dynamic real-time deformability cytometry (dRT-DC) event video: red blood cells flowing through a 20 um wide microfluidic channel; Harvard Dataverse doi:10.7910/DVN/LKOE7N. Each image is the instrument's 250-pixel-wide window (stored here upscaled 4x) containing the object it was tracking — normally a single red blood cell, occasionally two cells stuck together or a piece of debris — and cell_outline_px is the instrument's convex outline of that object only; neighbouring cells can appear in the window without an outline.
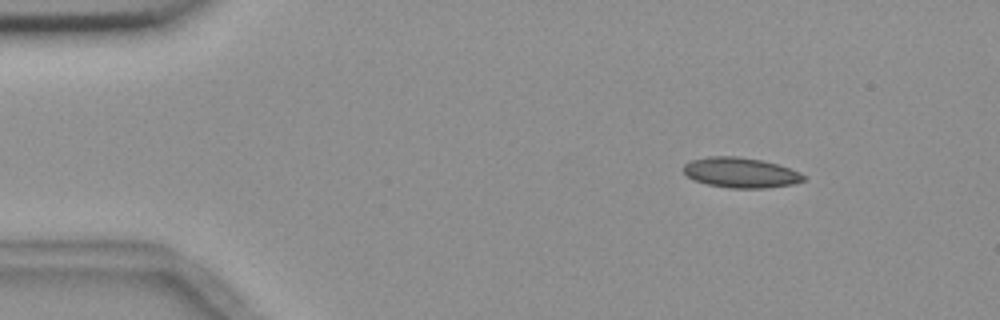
{"species": "common noctule bat (a hibernating species)", "species_latin": "Nyctalus noctula", "temperature_condition": "room temperature", "stored_images_in_passage": 14, "camera_frame_rate_fps": 3000, "um_per_image_px": 0.085, "animal": {"sex": "female", "body_mass_g": 18.4}, "frame": {"image": 1, "passage_image": 2, "time_ms": 1.667, "image_size_px": [1000, 320], "cell_outline_px": [[808, 176], [804, 180], [792, 184], [768, 188], [728, 188], [708, 184], [692, 180], [684, 172], [684, 164], [692, 160], [708, 156], [736, 156], [760, 160], [776, 164], [800, 172]], "centroid_in_image_um": [62.95, 14.68], "position_along_channel_um": 22.0, "area_um2": 21.1}}
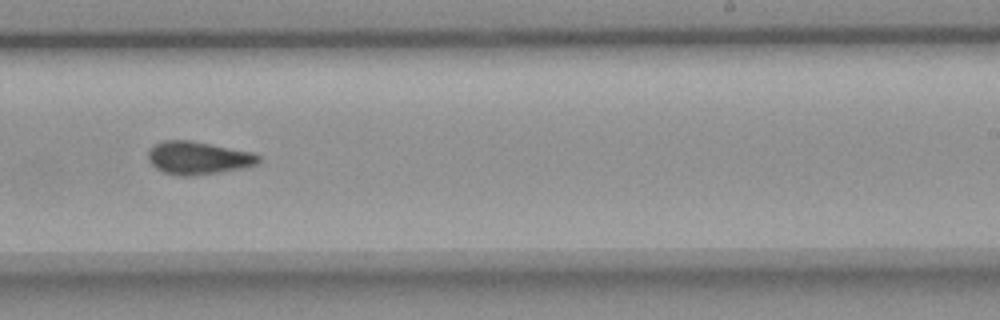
{"frame": {"image": 2, "passage_image": 9, "time_ms": 10.667, "image_size_px": [1000, 320], "cell_outline_px": [[260, 160], [256, 164], [244, 168], [220, 172], [192, 176], [176, 176], [164, 172], [156, 168], [148, 160], [148, 152], [156, 144], [164, 140], [188, 140], [256, 152], [260, 156]], "centroid_in_image_um": [16.88, 13.43], "position_along_channel_um": 272.1, "area_um2": 21.27}}
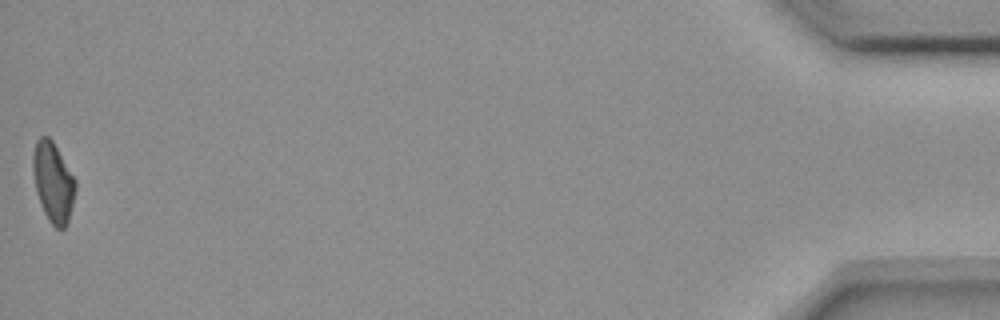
{"frame": {"image": 3, "passage_image": 14, "time_ms": 17.667, "image_size_px": [1000, 320], "cell_outline_px": [[76, 188], [68, 220], [64, 228], [56, 228], [48, 220], [44, 212], [36, 192], [32, 168], [32, 156], [36, 140], [40, 136], [48, 136], [52, 140], [76, 180]], "centroid_in_image_um": [4.5, 15.46], "position_along_channel_um": 430.7, "area_um2": 19.65}, "authors_computed_cell_mechanics": {"area_um2": 20.808, "velocity_mm_per_s": 3.651, "shape_relaxation_time_tau1_ms": 7.644, "shape_relaxation_time_tau2_ms": 2.2648, "deformation_change_tau1": 0.1479, "deformation_change_tau2": 0.0536}}